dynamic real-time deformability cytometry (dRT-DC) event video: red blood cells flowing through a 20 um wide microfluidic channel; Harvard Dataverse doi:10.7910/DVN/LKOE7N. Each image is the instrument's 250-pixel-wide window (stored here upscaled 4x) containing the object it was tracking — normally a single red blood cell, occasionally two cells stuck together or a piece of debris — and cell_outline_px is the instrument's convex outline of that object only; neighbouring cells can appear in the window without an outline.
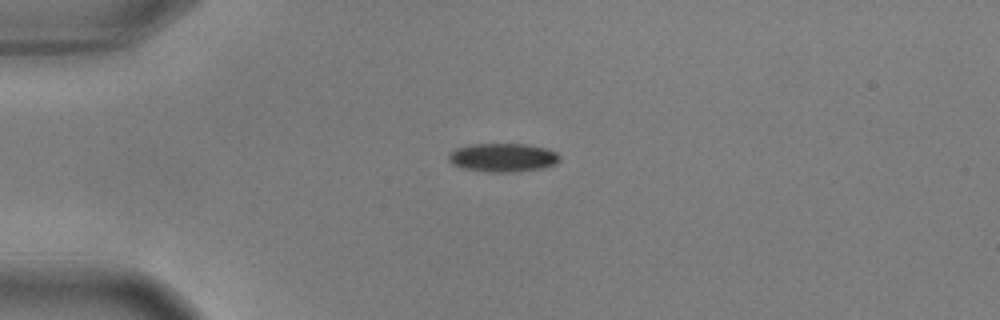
{"species": "common noctule bat (a hibernating species)", "species_latin": "Nyctalus noctula", "temperature_condition": "warm", "stored_images_in_passage": 43, "camera_frame_rate_fps": 3000, "um_per_image_px": 0.085, "animal": {"sex": "male", "body_mass_g": 17.9, "forearm_length_mm": 54.2}, "frame": {"image": 1, "passage_image": 1, "time_ms": 0.0, "image_size_px": [1000, 320], "cell_outline_px": [[560, 160], [556, 164], [540, 168], [508, 172], [492, 172], [464, 168], [452, 164], [448, 160], [448, 156], [456, 148], [472, 144], [524, 144], [548, 148], [556, 152], [560, 156]], "centroid_in_image_um": [42.76, 13.38], "position_along_channel_um": 42.2, "area_um2": 18.32}}
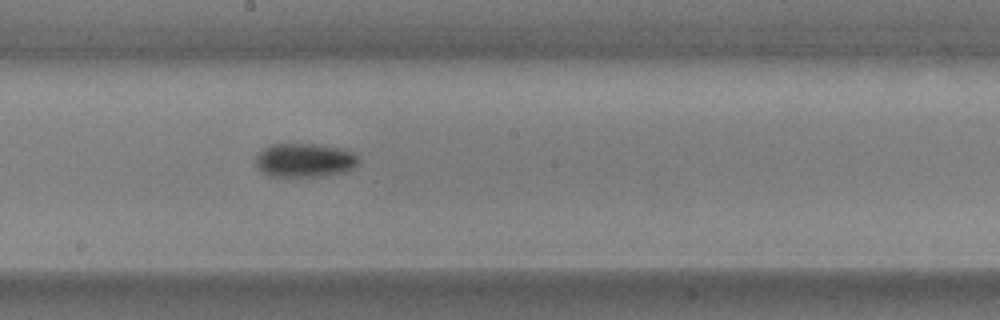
{"frame": {"image": 2, "passage_image": 18, "time_ms": 5.667, "image_size_px": [1000, 320], "cell_outline_px": [[360, 164], [344, 172], [320, 176], [268, 176], [260, 172], [256, 168], [256, 156], [264, 148], [272, 144], [320, 144], [344, 148], [360, 156]], "centroid_in_image_um": [25.92, 13.61], "position_along_channel_um": 222.3, "area_um2": 20.63}}
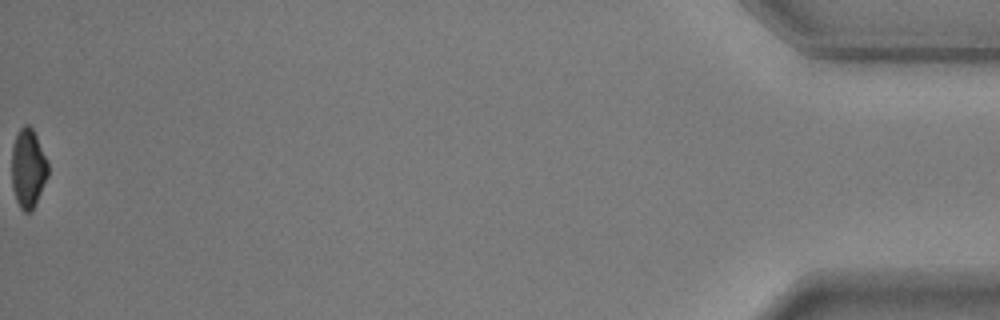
{"frame": {"image": 3, "passage_image": 43, "time_ms": 14.0, "image_size_px": [1000, 320], "cell_outline_px": [[48, 176], [36, 204], [32, 212], [24, 212], [20, 208], [16, 200], [12, 184], [12, 144], [20, 128], [24, 124], [28, 124], [32, 128], [48, 160]], "centroid_in_image_um": [2.4, 14.32], "position_along_channel_um": 432.8, "area_um2": 16.88}, "authors_computed_cell_mechanics": {"area_um2": 18.8428, "velocity_mm_per_s": 3.6617, "shape_relaxation_time_tau1_ms": 5.7989, "shape_relaxation_time_tau2_ms": null, "deformation_change_tau1": 0.1636, "deformation_change_tau2": null}}